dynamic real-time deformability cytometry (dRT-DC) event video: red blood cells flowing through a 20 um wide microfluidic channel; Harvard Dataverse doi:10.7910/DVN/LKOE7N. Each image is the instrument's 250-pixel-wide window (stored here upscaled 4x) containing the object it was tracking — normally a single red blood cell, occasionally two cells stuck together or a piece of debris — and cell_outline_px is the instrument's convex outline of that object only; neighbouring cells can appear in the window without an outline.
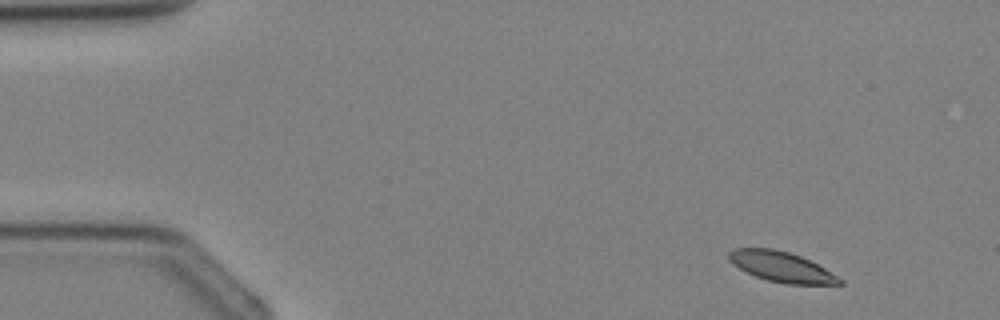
{"species": "Egyptian fruit bat (a non-hibernating species)", "species_latin": "Rousettus aegyptiacus", "temperature_condition": "cold", "stored_images_in_passage": 3, "camera_frame_rate_fps": 3000, "um_per_image_px": 0.085, "animal": {"sex": "female"}, "frame": {"image": 1, "passage_image": 1, "time_ms": 0.0, "image_size_px": [1000, 320], "cell_outline_px": [[844, 284], [788, 284], [768, 280], [756, 276], [740, 268], [728, 260], [728, 252], [732, 248], [776, 248], [800, 256], [824, 268], [844, 280]], "centroid_in_image_um": [66.41, 22.67], "position_along_channel_um": 18.6, "area_um2": 19.31}}
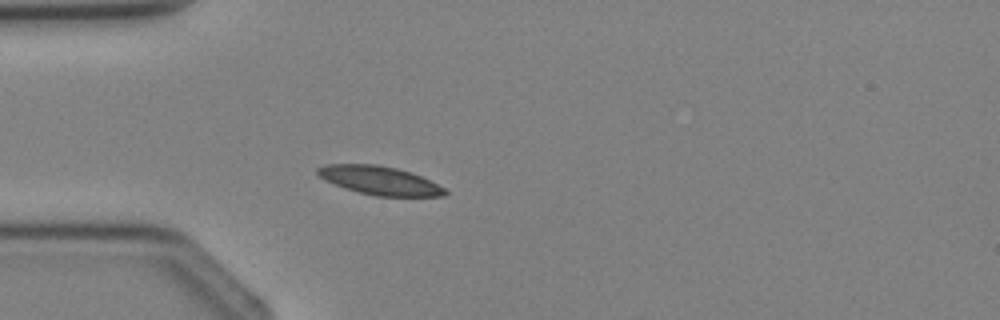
{"frame": {"image": 2, "passage_image": 3, "time_ms": 2.333, "image_size_px": [1000, 320], "cell_outline_px": [[448, 192], [444, 196], [376, 196], [360, 192], [324, 180], [316, 172], [316, 168], [324, 164], [376, 164], [396, 168], [412, 172], [444, 188]], "centroid_in_image_um": [32.25, 15.33], "position_along_channel_um": 52.7, "area_um2": 20.92}}